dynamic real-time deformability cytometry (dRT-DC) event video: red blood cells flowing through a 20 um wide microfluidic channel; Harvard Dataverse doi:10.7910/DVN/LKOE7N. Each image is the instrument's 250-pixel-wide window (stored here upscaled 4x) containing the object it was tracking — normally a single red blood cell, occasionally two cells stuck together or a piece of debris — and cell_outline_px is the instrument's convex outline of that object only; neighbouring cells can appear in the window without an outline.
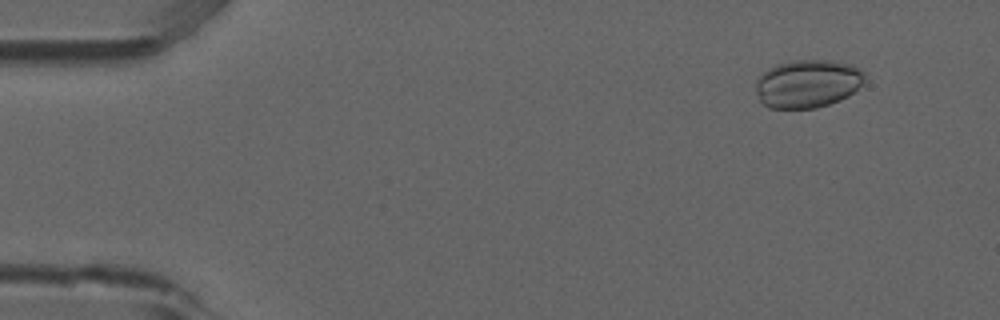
{"species": "common noctule bat (a hibernating species)", "species_latin": "Nyctalus noctula", "temperature_condition": "room temperature", "stored_images_in_passage": 5, "camera_frame_rate_fps": 3000, "um_per_image_px": 0.085, "animal": {"sex": "male", "forearm_length_mm": 52.5}, "frame": {"image": 1, "passage_image": 2, "time_ms": 0.333, "image_size_px": [1000, 320], "cell_outline_px": [[864, 80], [848, 96], [840, 100], [816, 108], [768, 108], [760, 100], [756, 92], [756, 80], [768, 68], [776, 64], [796, 60], [828, 60], [852, 64], [860, 68], [864, 72]], "centroid_in_image_um": [68.63, 7.1], "position_along_channel_um": 16.4, "area_um2": 30.46}}